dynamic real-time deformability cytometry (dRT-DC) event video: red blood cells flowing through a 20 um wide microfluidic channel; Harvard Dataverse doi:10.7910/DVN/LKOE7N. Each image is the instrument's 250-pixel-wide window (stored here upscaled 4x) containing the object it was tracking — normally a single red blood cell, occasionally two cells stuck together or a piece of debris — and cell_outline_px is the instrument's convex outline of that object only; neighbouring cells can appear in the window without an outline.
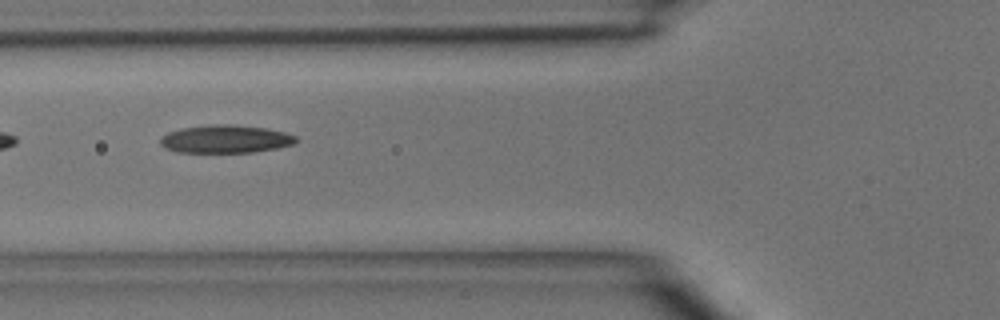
{"species": "common noctule bat (a hibernating species)", "species_latin": "Nyctalus noctula", "temperature_condition": "room temperature", "stored_images_in_passage": 5, "camera_frame_rate_fps": 3000, "um_per_image_px": 0.085, "animal": {"sex": "male", "body_mass_g": 15.6}, "frame": {"image": 1, "passage_image": 5, "time_ms": 4.667, "image_size_px": [1000, 320], "cell_outline_px": [[296, 140], [292, 144], [276, 148], [252, 152], [176, 152], [164, 148], [160, 144], [160, 140], [168, 132], [180, 128], [216, 124], [228, 124], [264, 128], [284, 132], [296, 136]], "centroid_in_image_um": [19.12, 11.82], "position_along_channel_um": 106.7, "area_um2": 21.85}}